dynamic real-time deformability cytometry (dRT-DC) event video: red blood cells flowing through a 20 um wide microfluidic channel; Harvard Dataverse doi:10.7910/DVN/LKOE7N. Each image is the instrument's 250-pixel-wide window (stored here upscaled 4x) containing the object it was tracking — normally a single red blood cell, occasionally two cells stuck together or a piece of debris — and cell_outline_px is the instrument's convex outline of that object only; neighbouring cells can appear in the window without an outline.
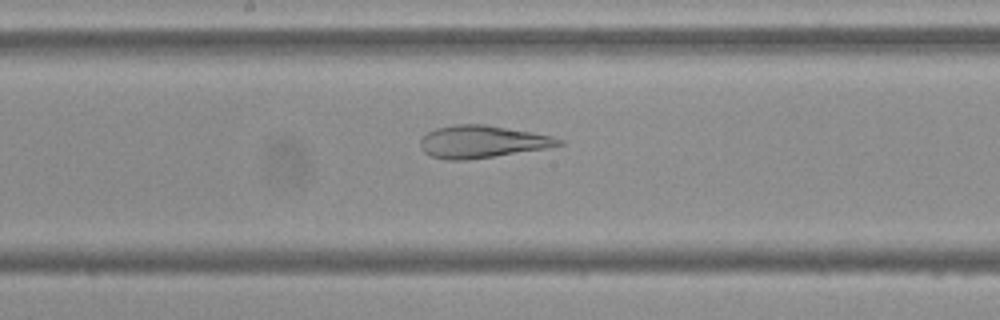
{"species": "Egyptian fruit bat (a non-hibernating species)", "species_latin": "Rousettus aegyptiacus", "temperature_condition": "cold", "stored_images_in_passage": 44, "camera_frame_rate_fps": 3000, "um_per_image_px": 0.085, "frame": {"image": 1, "passage_image": 18, "time_ms": 5.667, "image_size_px": [1000, 320], "cell_outline_px": [[564, 144], [544, 148], [468, 160], [448, 160], [432, 156], [424, 152], [420, 148], [420, 140], [428, 132], [436, 128], [456, 124], [484, 124], [532, 132], [552, 136], [564, 140]], "centroid_in_image_um": [40.96, 12.04], "position_along_channel_um": 207.2, "area_um2": 25.89}}
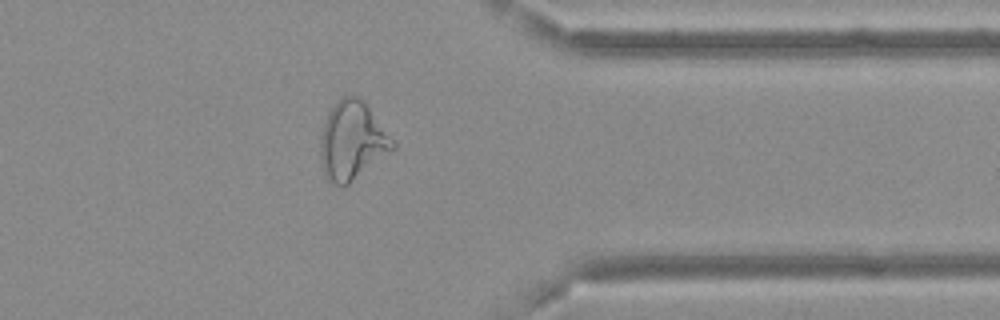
{"frame": {"image": 2, "passage_image": 33, "time_ms": 10.667, "image_size_px": [1000, 320], "cell_outline_px": [[396, 148], [344, 188], [340, 188], [332, 184], [324, 176], [320, 156], [320, 136], [328, 112], [344, 96], [356, 96], [368, 108], [396, 144]], "centroid_in_image_um": [29.9, 12.06], "position_along_channel_um": 381.5, "area_um2": 32.66}}
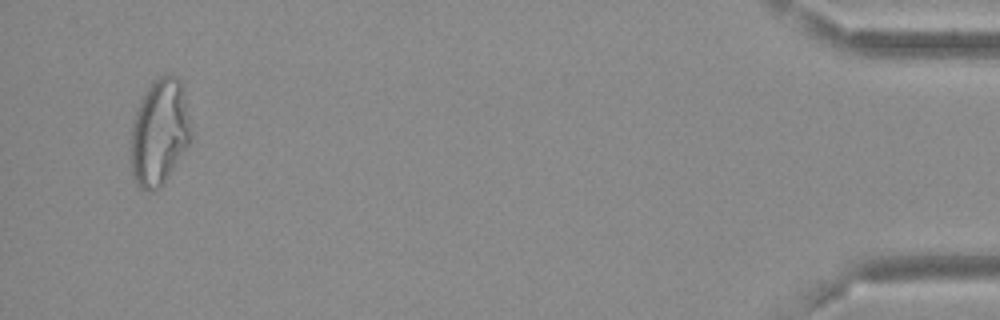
{"frame": {"image": 3, "passage_image": 42, "time_ms": 13.667, "image_size_px": [1000, 320], "cell_outline_px": [[192, 140], [164, 184], [160, 188], [152, 192], [148, 192], [140, 188], [136, 184], [132, 176], [132, 124], [140, 100], [148, 84], [152, 80], [168, 72], [172, 72], [180, 80], [184, 96], [192, 136]], "centroid_in_image_um": [13.56, 11.25], "position_along_channel_um": 421.6, "area_um2": 37.57}}